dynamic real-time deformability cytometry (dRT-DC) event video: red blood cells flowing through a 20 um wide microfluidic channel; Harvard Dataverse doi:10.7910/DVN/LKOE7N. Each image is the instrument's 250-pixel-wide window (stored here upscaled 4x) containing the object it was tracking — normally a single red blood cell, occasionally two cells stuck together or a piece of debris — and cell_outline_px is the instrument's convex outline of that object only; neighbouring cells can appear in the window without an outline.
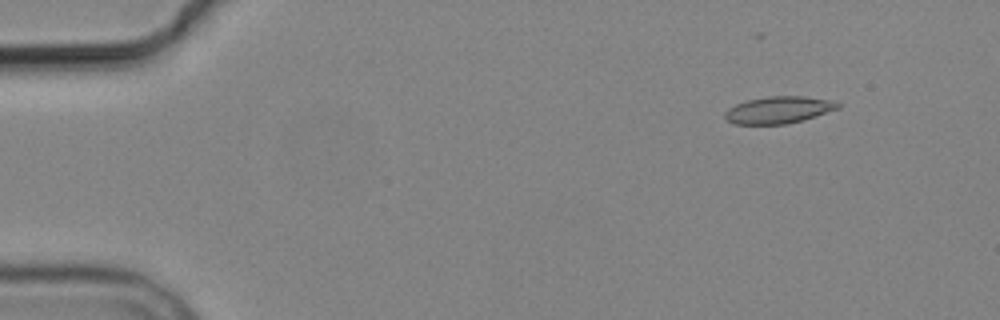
{"species": "common noctule bat (a hibernating species)", "species_latin": "Nyctalus noctula", "temperature_condition": "cold", "stored_images_in_passage": 4, "camera_frame_rate_fps": 3000, "um_per_image_px": 0.085, "animal": {"sex": "male", "body_mass_g": 19.2, "forearm_length_mm": 51.8}, "frame": {"image": 1, "passage_image": 2, "time_ms": 1.333, "image_size_px": [1000, 320], "cell_outline_px": [[840, 108], [804, 120], [784, 124], [732, 124], [724, 116], [724, 112], [728, 108], [736, 104], [748, 100], [768, 96], [804, 96], [832, 100], [840, 104]], "centroid_in_image_um": [66.19, 9.34], "position_along_channel_um": 18.8, "area_um2": 17.8}}
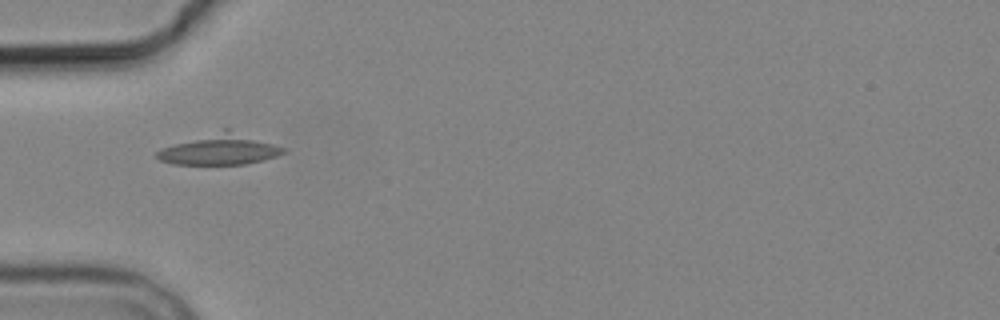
{"frame": {"image": 2, "passage_image": 4, "time_ms": 5.333, "image_size_px": [1000, 320], "cell_outline_px": [[284, 152], [276, 156], [264, 160], [244, 164], [172, 164], [160, 160], [156, 156], [156, 152], [160, 148], [224, 128], [228, 128], [284, 148]], "centroid_in_image_um": [18.64, 12.7], "position_along_channel_um": 66.4, "area_um2": 22.25}}